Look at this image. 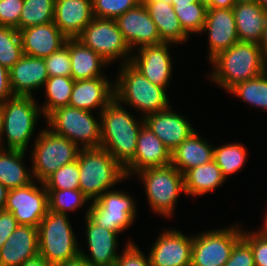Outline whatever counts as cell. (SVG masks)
Masks as SVG:
<instances>
[{
  "mask_svg": "<svg viewBox=\"0 0 267 266\" xmlns=\"http://www.w3.org/2000/svg\"><path fill=\"white\" fill-rule=\"evenodd\" d=\"M123 107L114 98L98 117L101 119V147L124 168L134 158L138 134L144 120L141 116L137 121Z\"/></svg>",
  "mask_w": 267,
  "mask_h": 266,
  "instance_id": "obj_1",
  "label": "cell"
},
{
  "mask_svg": "<svg viewBox=\"0 0 267 266\" xmlns=\"http://www.w3.org/2000/svg\"><path fill=\"white\" fill-rule=\"evenodd\" d=\"M209 63L213 66L209 78L225 91L267 71V62L260 45L252 42L238 41Z\"/></svg>",
  "mask_w": 267,
  "mask_h": 266,
  "instance_id": "obj_2",
  "label": "cell"
},
{
  "mask_svg": "<svg viewBox=\"0 0 267 266\" xmlns=\"http://www.w3.org/2000/svg\"><path fill=\"white\" fill-rule=\"evenodd\" d=\"M77 162L79 189L92 202L127 178L124 168L102 147L80 148Z\"/></svg>",
  "mask_w": 267,
  "mask_h": 266,
  "instance_id": "obj_3",
  "label": "cell"
},
{
  "mask_svg": "<svg viewBox=\"0 0 267 266\" xmlns=\"http://www.w3.org/2000/svg\"><path fill=\"white\" fill-rule=\"evenodd\" d=\"M120 65L116 83L113 82L115 98L120 103L134 107L143 117L170 107L165 88L151 83L130 63Z\"/></svg>",
  "mask_w": 267,
  "mask_h": 266,
  "instance_id": "obj_4",
  "label": "cell"
},
{
  "mask_svg": "<svg viewBox=\"0 0 267 266\" xmlns=\"http://www.w3.org/2000/svg\"><path fill=\"white\" fill-rule=\"evenodd\" d=\"M2 135L0 147L6 149L27 151L30 139L35 132L36 123L42 110L35 102L34 97L13 96L3 104ZM5 133V135H4ZM5 136L6 140L3 141Z\"/></svg>",
  "mask_w": 267,
  "mask_h": 266,
  "instance_id": "obj_5",
  "label": "cell"
},
{
  "mask_svg": "<svg viewBox=\"0 0 267 266\" xmlns=\"http://www.w3.org/2000/svg\"><path fill=\"white\" fill-rule=\"evenodd\" d=\"M68 214L48 210L38 225L39 254L52 266L77 256L80 248Z\"/></svg>",
  "mask_w": 267,
  "mask_h": 266,
  "instance_id": "obj_6",
  "label": "cell"
},
{
  "mask_svg": "<svg viewBox=\"0 0 267 266\" xmlns=\"http://www.w3.org/2000/svg\"><path fill=\"white\" fill-rule=\"evenodd\" d=\"M87 110L63 106L51 112L45 119L49 129L66 137L79 148L101 147V119ZM81 144V145H80Z\"/></svg>",
  "mask_w": 267,
  "mask_h": 266,
  "instance_id": "obj_7",
  "label": "cell"
},
{
  "mask_svg": "<svg viewBox=\"0 0 267 266\" xmlns=\"http://www.w3.org/2000/svg\"><path fill=\"white\" fill-rule=\"evenodd\" d=\"M143 181L148 203L154 212L171 217L175 211L176 201L185 193L184 175L172 164L147 168L136 173Z\"/></svg>",
  "mask_w": 267,
  "mask_h": 266,
  "instance_id": "obj_8",
  "label": "cell"
},
{
  "mask_svg": "<svg viewBox=\"0 0 267 266\" xmlns=\"http://www.w3.org/2000/svg\"><path fill=\"white\" fill-rule=\"evenodd\" d=\"M32 149L31 172L38 183L44 182L62 166L77 160L80 148L48 127L39 131Z\"/></svg>",
  "mask_w": 267,
  "mask_h": 266,
  "instance_id": "obj_9",
  "label": "cell"
},
{
  "mask_svg": "<svg viewBox=\"0 0 267 266\" xmlns=\"http://www.w3.org/2000/svg\"><path fill=\"white\" fill-rule=\"evenodd\" d=\"M124 191L109 190L91 202L85 216L105 229L121 234L133 224L137 217L136 203Z\"/></svg>",
  "mask_w": 267,
  "mask_h": 266,
  "instance_id": "obj_10",
  "label": "cell"
},
{
  "mask_svg": "<svg viewBox=\"0 0 267 266\" xmlns=\"http://www.w3.org/2000/svg\"><path fill=\"white\" fill-rule=\"evenodd\" d=\"M77 39L109 64L116 59H122V64L130 63L134 52L125 41L115 19L93 17Z\"/></svg>",
  "mask_w": 267,
  "mask_h": 266,
  "instance_id": "obj_11",
  "label": "cell"
},
{
  "mask_svg": "<svg viewBox=\"0 0 267 266\" xmlns=\"http://www.w3.org/2000/svg\"><path fill=\"white\" fill-rule=\"evenodd\" d=\"M241 237L239 224L193 235L191 266H224Z\"/></svg>",
  "mask_w": 267,
  "mask_h": 266,
  "instance_id": "obj_12",
  "label": "cell"
},
{
  "mask_svg": "<svg viewBox=\"0 0 267 266\" xmlns=\"http://www.w3.org/2000/svg\"><path fill=\"white\" fill-rule=\"evenodd\" d=\"M31 182L21 188L10 189L5 210L11 212L19 225L38 227L48 211V192L43 182Z\"/></svg>",
  "mask_w": 267,
  "mask_h": 266,
  "instance_id": "obj_13",
  "label": "cell"
},
{
  "mask_svg": "<svg viewBox=\"0 0 267 266\" xmlns=\"http://www.w3.org/2000/svg\"><path fill=\"white\" fill-rule=\"evenodd\" d=\"M170 43L145 45L131 55L130 64L151 83L167 90L172 75V59L169 52ZM137 53V54H136Z\"/></svg>",
  "mask_w": 267,
  "mask_h": 266,
  "instance_id": "obj_14",
  "label": "cell"
},
{
  "mask_svg": "<svg viewBox=\"0 0 267 266\" xmlns=\"http://www.w3.org/2000/svg\"><path fill=\"white\" fill-rule=\"evenodd\" d=\"M149 253L151 266H191L193 236L164 229Z\"/></svg>",
  "mask_w": 267,
  "mask_h": 266,
  "instance_id": "obj_15",
  "label": "cell"
},
{
  "mask_svg": "<svg viewBox=\"0 0 267 266\" xmlns=\"http://www.w3.org/2000/svg\"><path fill=\"white\" fill-rule=\"evenodd\" d=\"M115 21L131 50L162 43L156 24L142 1Z\"/></svg>",
  "mask_w": 267,
  "mask_h": 266,
  "instance_id": "obj_16",
  "label": "cell"
},
{
  "mask_svg": "<svg viewBox=\"0 0 267 266\" xmlns=\"http://www.w3.org/2000/svg\"><path fill=\"white\" fill-rule=\"evenodd\" d=\"M208 34V61L239 41L232 8H208L201 33Z\"/></svg>",
  "mask_w": 267,
  "mask_h": 266,
  "instance_id": "obj_17",
  "label": "cell"
},
{
  "mask_svg": "<svg viewBox=\"0 0 267 266\" xmlns=\"http://www.w3.org/2000/svg\"><path fill=\"white\" fill-rule=\"evenodd\" d=\"M170 164L171 151L146 125H143L138 134L134 158L124 167L126 177L129 178V175L147 168Z\"/></svg>",
  "mask_w": 267,
  "mask_h": 266,
  "instance_id": "obj_18",
  "label": "cell"
},
{
  "mask_svg": "<svg viewBox=\"0 0 267 266\" xmlns=\"http://www.w3.org/2000/svg\"><path fill=\"white\" fill-rule=\"evenodd\" d=\"M147 126L172 152L196 130L187 119L169 107L143 117Z\"/></svg>",
  "mask_w": 267,
  "mask_h": 266,
  "instance_id": "obj_19",
  "label": "cell"
},
{
  "mask_svg": "<svg viewBox=\"0 0 267 266\" xmlns=\"http://www.w3.org/2000/svg\"><path fill=\"white\" fill-rule=\"evenodd\" d=\"M86 239L90 255L80 248V254L91 266H115L120 254H117L118 233L98 226L85 216Z\"/></svg>",
  "mask_w": 267,
  "mask_h": 266,
  "instance_id": "obj_20",
  "label": "cell"
},
{
  "mask_svg": "<svg viewBox=\"0 0 267 266\" xmlns=\"http://www.w3.org/2000/svg\"><path fill=\"white\" fill-rule=\"evenodd\" d=\"M107 77L76 80L69 100V106L77 109L100 112L115 98L114 84Z\"/></svg>",
  "mask_w": 267,
  "mask_h": 266,
  "instance_id": "obj_21",
  "label": "cell"
},
{
  "mask_svg": "<svg viewBox=\"0 0 267 266\" xmlns=\"http://www.w3.org/2000/svg\"><path fill=\"white\" fill-rule=\"evenodd\" d=\"M92 0H55L53 22L68 38H78L93 20Z\"/></svg>",
  "mask_w": 267,
  "mask_h": 266,
  "instance_id": "obj_22",
  "label": "cell"
},
{
  "mask_svg": "<svg viewBox=\"0 0 267 266\" xmlns=\"http://www.w3.org/2000/svg\"><path fill=\"white\" fill-rule=\"evenodd\" d=\"M10 87L14 96H30L42 88L49 76L44 58L23 55L9 70Z\"/></svg>",
  "mask_w": 267,
  "mask_h": 266,
  "instance_id": "obj_23",
  "label": "cell"
},
{
  "mask_svg": "<svg viewBox=\"0 0 267 266\" xmlns=\"http://www.w3.org/2000/svg\"><path fill=\"white\" fill-rule=\"evenodd\" d=\"M24 55L45 58L66 44L67 37L54 22L19 31Z\"/></svg>",
  "mask_w": 267,
  "mask_h": 266,
  "instance_id": "obj_24",
  "label": "cell"
},
{
  "mask_svg": "<svg viewBox=\"0 0 267 266\" xmlns=\"http://www.w3.org/2000/svg\"><path fill=\"white\" fill-rule=\"evenodd\" d=\"M38 254V227L19 225L0 249V266H20Z\"/></svg>",
  "mask_w": 267,
  "mask_h": 266,
  "instance_id": "obj_25",
  "label": "cell"
},
{
  "mask_svg": "<svg viewBox=\"0 0 267 266\" xmlns=\"http://www.w3.org/2000/svg\"><path fill=\"white\" fill-rule=\"evenodd\" d=\"M156 24L162 43L182 44L189 35L183 30L173 5L162 0H141Z\"/></svg>",
  "mask_w": 267,
  "mask_h": 266,
  "instance_id": "obj_26",
  "label": "cell"
},
{
  "mask_svg": "<svg viewBox=\"0 0 267 266\" xmlns=\"http://www.w3.org/2000/svg\"><path fill=\"white\" fill-rule=\"evenodd\" d=\"M214 146L193 132L171 152V164L183 175L191 168L213 160Z\"/></svg>",
  "mask_w": 267,
  "mask_h": 266,
  "instance_id": "obj_27",
  "label": "cell"
},
{
  "mask_svg": "<svg viewBox=\"0 0 267 266\" xmlns=\"http://www.w3.org/2000/svg\"><path fill=\"white\" fill-rule=\"evenodd\" d=\"M232 9L239 41L260 44L264 35L267 10L257 2L239 3Z\"/></svg>",
  "mask_w": 267,
  "mask_h": 266,
  "instance_id": "obj_28",
  "label": "cell"
},
{
  "mask_svg": "<svg viewBox=\"0 0 267 266\" xmlns=\"http://www.w3.org/2000/svg\"><path fill=\"white\" fill-rule=\"evenodd\" d=\"M69 55L73 80L107 77L102 73V69L109 63L77 38L69 39Z\"/></svg>",
  "mask_w": 267,
  "mask_h": 266,
  "instance_id": "obj_29",
  "label": "cell"
},
{
  "mask_svg": "<svg viewBox=\"0 0 267 266\" xmlns=\"http://www.w3.org/2000/svg\"><path fill=\"white\" fill-rule=\"evenodd\" d=\"M25 153L0 147V183L9 190L25 187L34 181L31 169L29 172L23 165Z\"/></svg>",
  "mask_w": 267,
  "mask_h": 266,
  "instance_id": "obj_30",
  "label": "cell"
},
{
  "mask_svg": "<svg viewBox=\"0 0 267 266\" xmlns=\"http://www.w3.org/2000/svg\"><path fill=\"white\" fill-rule=\"evenodd\" d=\"M214 160L191 168L184 174L185 194L204 196L221 187L226 181Z\"/></svg>",
  "mask_w": 267,
  "mask_h": 266,
  "instance_id": "obj_31",
  "label": "cell"
},
{
  "mask_svg": "<svg viewBox=\"0 0 267 266\" xmlns=\"http://www.w3.org/2000/svg\"><path fill=\"white\" fill-rule=\"evenodd\" d=\"M75 80L72 77H49L45 87V103L40 107L44 118L54 110L69 105L70 96Z\"/></svg>",
  "mask_w": 267,
  "mask_h": 266,
  "instance_id": "obj_32",
  "label": "cell"
},
{
  "mask_svg": "<svg viewBox=\"0 0 267 266\" xmlns=\"http://www.w3.org/2000/svg\"><path fill=\"white\" fill-rule=\"evenodd\" d=\"M228 93L236 95L251 106L267 111V71L236 84Z\"/></svg>",
  "mask_w": 267,
  "mask_h": 266,
  "instance_id": "obj_33",
  "label": "cell"
},
{
  "mask_svg": "<svg viewBox=\"0 0 267 266\" xmlns=\"http://www.w3.org/2000/svg\"><path fill=\"white\" fill-rule=\"evenodd\" d=\"M247 159V149L240 143H228L220 147L214 146L213 160L221 169L226 179L244 167Z\"/></svg>",
  "mask_w": 267,
  "mask_h": 266,
  "instance_id": "obj_34",
  "label": "cell"
},
{
  "mask_svg": "<svg viewBox=\"0 0 267 266\" xmlns=\"http://www.w3.org/2000/svg\"><path fill=\"white\" fill-rule=\"evenodd\" d=\"M55 0H24L19 18V31L53 22Z\"/></svg>",
  "mask_w": 267,
  "mask_h": 266,
  "instance_id": "obj_35",
  "label": "cell"
},
{
  "mask_svg": "<svg viewBox=\"0 0 267 266\" xmlns=\"http://www.w3.org/2000/svg\"><path fill=\"white\" fill-rule=\"evenodd\" d=\"M174 12L181 23L183 30L190 34H201L207 15V6L204 2H194L184 5H173Z\"/></svg>",
  "mask_w": 267,
  "mask_h": 266,
  "instance_id": "obj_36",
  "label": "cell"
},
{
  "mask_svg": "<svg viewBox=\"0 0 267 266\" xmlns=\"http://www.w3.org/2000/svg\"><path fill=\"white\" fill-rule=\"evenodd\" d=\"M23 55L19 31L14 27L0 26V65L10 70Z\"/></svg>",
  "mask_w": 267,
  "mask_h": 266,
  "instance_id": "obj_37",
  "label": "cell"
},
{
  "mask_svg": "<svg viewBox=\"0 0 267 266\" xmlns=\"http://www.w3.org/2000/svg\"><path fill=\"white\" fill-rule=\"evenodd\" d=\"M48 210L67 214L87 204L89 200L80 189L47 190Z\"/></svg>",
  "mask_w": 267,
  "mask_h": 266,
  "instance_id": "obj_38",
  "label": "cell"
},
{
  "mask_svg": "<svg viewBox=\"0 0 267 266\" xmlns=\"http://www.w3.org/2000/svg\"><path fill=\"white\" fill-rule=\"evenodd\" d=\"M79 174L78 162L75 160L59 168L43 183L46 190L79 189Z\"/></svg>",
  "mask_w": 267,
  "mask_h": 266,
  "instance_id": "obj_39",
  "label": "cell"
},
{
  "mask_svg": "<svg viewBox=\"0 0 267 266\" xmlns=\"http://www.w3.org/2000/svg\"><path fill=\"white\" fill-rule=\"evenodd\" d=\"M140 2L141 0H92L93 16L116 19Z\"/></svg>",
  "mask_w": 267,
  "mask_h": 266,
  "instance_id": "obj_40",
  "label": "cell"
},
{
  "mask_svg": "<svg viewBox=\"0 0 267 266\" xmlns=\"http://www.w3.org/2000/svg\"><path fill=\"white\" fill-rule=\"evenodd\" d=\"M49 77L66 76L71 77V59L69 55V39L66 44L44 58Z\"/></svg>",
  "mask_w": 267,
  "mask_h": 266,
  "instance_id": "obj_41",
  "label": "cell"
},
{
  "mask_svg": "<svg viewBox=\"0 0 267 266\" xmlns=\"http://www.w3.org/2000/svg\"><path fill=\"white\" fill-rule=\"evenodd\" d=\"M242 237L249 243L255 266H267V234L263 230L248 232L242 229Z\"/></svg>",
  "mask_w": 267,
  "mask_h": 266,
  "instance_id": "obj_42",
  "label": "cell"
},
{
  "mask_svg": "<svg viewBox=\"0 0 267 266\" xmlns=\"http://www.w3.org/2000/svg\"><path fill=\"white\" fill-rule=\"evenodd\" d=\"M24 0H0V26L14 27L19 31V18Z\"/></svg>",
  "mask_w": 267,
  "mask_h": 266,
  "instance_id": "obj_43",
  "label": "cell"
},
{
  "mask_svg": "<svg viewBox=\"0 0 267 266\" xmlns=\"http://www.w3.org/2000/svg\"><path fill=\"white\" fill-rule=\"evenodd\" d=\"M115 266H151L149 256L146 257L131 240L120 253Z\"/></svg>",
  "mask_w": 267,
  "mask_h": 266,
  "instance_id": "obj_44",
  "label": "cell"
},
{
  "mask_svg": "<svg viewBox=\"0 0 267 266\" xmlns=\"http://www.w3.org/2000/svg\"><path fill=\"white\" fill-rule=\"evenodd\" d=\"M224 266H255L251 247L243 237L235 243Z\"/></svg>",
  "mask_w": 267,
  "mask_h": 266,
  "instance_id": "obj_45",
  "label": "cell"
},
{
  "mask_svg": "<svg viewBox=\"0 0 267 266\" xmlns=\"http://www.w3.org/2000/svg\"><path fill=\"white\" fill-rule=\"evenodd\" d=\"M19 226L14 215L7 210H0V249L13 231Z\"/></svg>",
  "mask_w": 267,
  "mask_h": 266,
  "instance_id": "obj_46",
  "label": "cell"
},
{
  "mask_svg": "<svg viewBox=\"0 0 267 266\" xmlns=\"http://www.w3.org/2000/svg\"><path fill=\"white\" fill-rule=\"evenodd\" d=\"M10 87L9 70L0 65V104L13 97Z\"/></svg>",
  "mask_w": 267,
  "mask_h": 266,
  "instance_id": "obj_47",
  "label": "cell"
},
{
  "mask_svg": "<svg viewBox=\"0 0 267 266\" xmlns=\"http://www.w3.org/2000/svg\"><path fill=\"white\" fill-rule=\"evenodd\" d=\"M53 266H91L90 263L79 253L77 256Z\"/></svg>",
  "mask_w": 267,
  "mask_h": 266,
  "instance_id": "obj_48",
  "label": "cell"
},
{
  "mask_svg": "<svg viewBox=\"0 0 267 266\" xmlns=\"http://www.w3.org/2000/svg\"><path fill=\"white\" fill-rule=\"evenodd\" d=\"M207 8L229 9L235 6L234 0H205Z\"/></svg>",
  "mask_w": 267,
  "mask_h": 266,
  "instance_id": "obj_49",
  "label": "cell"
},
{
  "mask_svg": "<svg viewBox=\"0 0 267 266\" xmlns=\"http://www.w3.org/2000/svg\"><path fill=\"white\" fill-rule=\"evenodd\" d=\"M20 266H52L40 254L25 260Z\"/></svg>",
  "mask_w": 267,
  "mask_h": 266,
  "instance_id": "obj_50",
  "label": "cell"
},
{
  "mask_svg": "<svg viewBox=\"0 0 267 266\" xmlns=\"http://www.w3.org/2000/svg\"><path fill=\"white\" fill-rule=\"evenodd\" d=\"M9 189L0 183V210L5 209Z\"/></svg>",
  "mask_w": 267,
  "mask_h": 266,
  "instance_id": "obj_51",
  "label": "cell"
},
{
  "mask_svg": "<svg viewBox=\"0 0 267 266\" xmlns=\"http://www.w3.org/2000/svg\"><path fill=\"white\" fill-rule=\"evenodd\" d=\"M260 47L261 50L263 52L264 58L267 62V20H266V25H265V29H264V35L262 38V41L260 42Z\"/></svg>",
  "mask_w": 267,
  "mask_h": 266,
  "instance_id": "obj_52",
  "label": "cell"
},
{
  "mask_svg": "<svg viewBox=\"0 0 267 266\" xmlns=\"http://www.w3.org/2000/svg\"><path fill=\"white\" fill-rule=\"evenodd\" d=\"M194 2H203L200 0H172V5H184L188 3H194Z\"/></svg>",
  "mask_w": 267,
  "mask_h": 266,
  "instance_id": "obj_53",
  "label": "cell"
},
{
  "mask_svg": "<svg viewBox=\"0 0 267 266\" xmlns=\"http://www.w3.org/2000/svg\"><path fill=\"white\" fill-rule=\"evenodd\" d=\"M2 119H3V108H2V104H0V141H1V135H2Z\"/></svg>",
  "mask_w": 267,
  "mask_h": 266,
  "instance_id": "obj_54",
  "label": "cell"
},
{
  "mask_svg": "<svg viewBox=\"0 0 267 266\" xmlns=\"http://www.w3.org/2000/svg\"><path fill=\"white\" fill-rule=\"evenodd\" d=\"M263 9L267 10V0H255Z\"/></svg>",
  "mask_w": 267,
  "mask_h": 266,
  "instance_id": "obj_55",
  "label": "cell"
},
{
  "mask_svg": "<svg viewBox=\"0 0 267 266\" xmlns=\"http://www.w3.org/2000/svg\"><path fill=\"white\" fill-rule=\"evenodd\" d=\"M255 2V0H234V4H239V3H252Z\"/></svg>",
  "mask_w": 267,
  "mask_h": 266,
  "instance_id": "obj_56",
  "label": "cell"
},
{
  "mask_svg": "<svg viewBox=\"0 0 267 266\" xmlns=\"http://www.w3.org/2000/svg\"><path fill=\"white\" fill-rule=\"evenodd\" d=\"M261 229L267 234V218H265L264 225H262Z\"/></svg>",
  "mask_w": 267,
  "mask_h": 266,
  "instance_id": "obj_57",
  "label": "cell"
},
{
  "mask_svg": "<svg viewBox=\"0 0 267 266\" xmlns=\"http://www.w3.org/2000/svg\"><path fill=\"white\" fill-rule=\"evenodd\" d=\"M162 1H165L168 4H172V0H162Z\"/></svg>",
  "mask_w": 267,
  "mask_h": 266,
  "instance_id": "obj_58",
  "label": "cell"
}]
</instances>
